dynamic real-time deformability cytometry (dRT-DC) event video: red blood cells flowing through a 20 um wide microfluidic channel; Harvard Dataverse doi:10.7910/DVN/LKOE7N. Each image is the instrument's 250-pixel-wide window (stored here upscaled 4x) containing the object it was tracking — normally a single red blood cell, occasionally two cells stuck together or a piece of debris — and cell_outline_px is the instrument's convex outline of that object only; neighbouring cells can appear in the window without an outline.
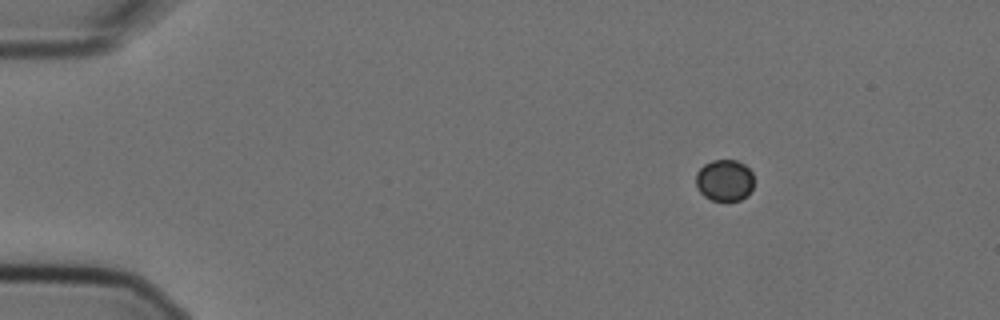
{"species": "Egyptian fruit bat (a non-hibernating species)", "species_latin": "Rousettus aegyptiacus", "temperature_condition": "cold", "stored_images_in_passage": 5, "camera_frame_rate_fps": 3000, "um_per_image_px": 0.085, "animal": {"sex": "female"}, "frame": {"image": 1, "passage_image": 1, "time_ms": 0.0, "image_size_px": [1000, 320], "cell_outline_px": [[752, 188], [740, 200], [712, 200], [704, 196], [700, 192], [696, 184], [696, 172], [704, 164], [712, 160], [736, 160], [744, 164], [752, 172]], "centroid_in_image_um": [61.56, 15.3], "position_along_channel_um": 23.4, "area_um2": 13.87}}
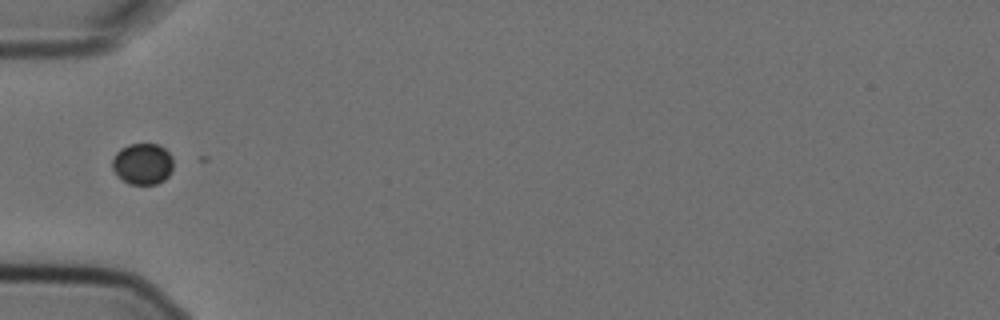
{"frame": {"image": 2, "passage_image": 4, "time_ms": 1.0, "image_size_px": [1000, 320], "cell_outline_px": [[172, 168], [168, 176], [164, 180], [156, 184], [128, 184], [112, 168], [112, 156], [120, 148], [128, 144], [160, 144], [172, 156]], "centroid_in_image_um": [12.11, 13.91], "position_along_channel_um": 72.9, "area_um2": 14.68}}
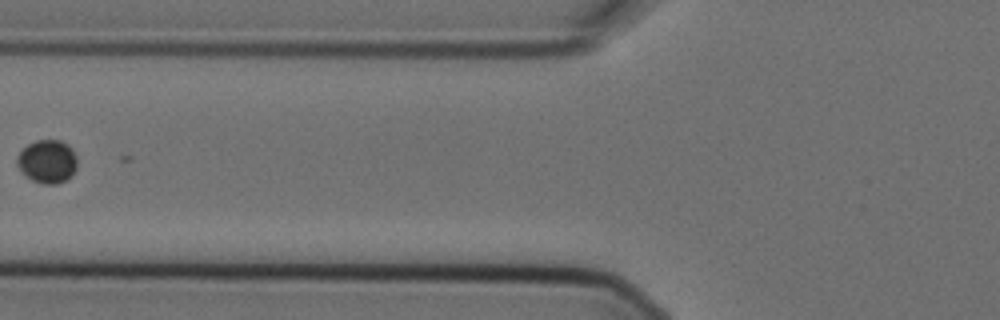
{"frame": {"image": 3, "passage_image": 5, "time_ms": 1.333, "image_size_px": [1000, 320], "cell_outline_px": [[76, 168], [72, 176], [56, 184], [44, 184], [32, 180], [16, 164], [16, 160], [20, 152], [28, 144], [36, 140], [60, 140], [68, 144], [76, 156]], "centroid_in_image_um": [4.04, 13.71], "position_along_channel_um": 121.8, "area_um2": 14.97}}